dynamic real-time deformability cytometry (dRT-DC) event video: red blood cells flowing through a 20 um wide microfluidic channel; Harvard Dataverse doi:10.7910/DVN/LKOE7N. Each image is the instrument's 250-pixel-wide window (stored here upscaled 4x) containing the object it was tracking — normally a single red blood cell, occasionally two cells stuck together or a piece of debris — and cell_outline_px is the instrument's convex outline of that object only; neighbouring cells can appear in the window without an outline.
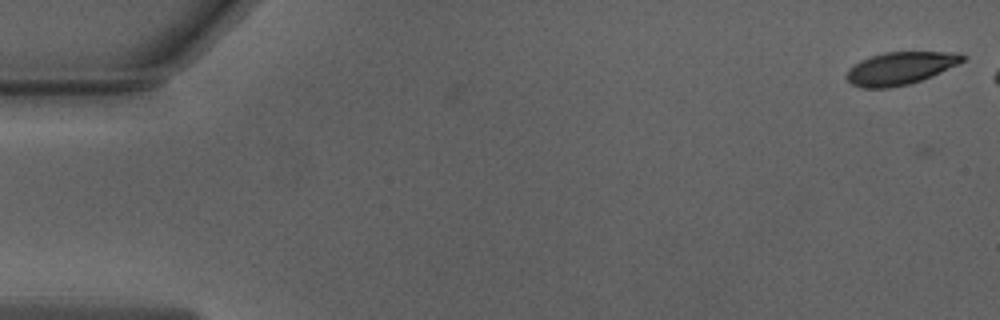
{"species": "Egyptian fruit bat (a non-hibernating species)", "species_latin": "Rousettus aegyptiacus", "temperature_condition": "warm", "stored_images_in_passage": 5, "camera_frame_rate_fps": 3000, "um_per_image_px": 0.085, "animal": {"sex": "male"}, "frame": {"image": 1, "passage_image": 3, "time_ms": 0.667, "image_size_px": [1000, 320], "cell_outline_px": [[968, 56], [960, 64], [932, 76], [908, 84], [888, 88], [860, 88], [852, 84], [844, 76], [848, 68], [860, 60], [884, 52], [956, 52]], "centroid_in_image_um": [76.52, 5.8], "position_along_channel_um": 8.5, "area_um2": 22.25}}